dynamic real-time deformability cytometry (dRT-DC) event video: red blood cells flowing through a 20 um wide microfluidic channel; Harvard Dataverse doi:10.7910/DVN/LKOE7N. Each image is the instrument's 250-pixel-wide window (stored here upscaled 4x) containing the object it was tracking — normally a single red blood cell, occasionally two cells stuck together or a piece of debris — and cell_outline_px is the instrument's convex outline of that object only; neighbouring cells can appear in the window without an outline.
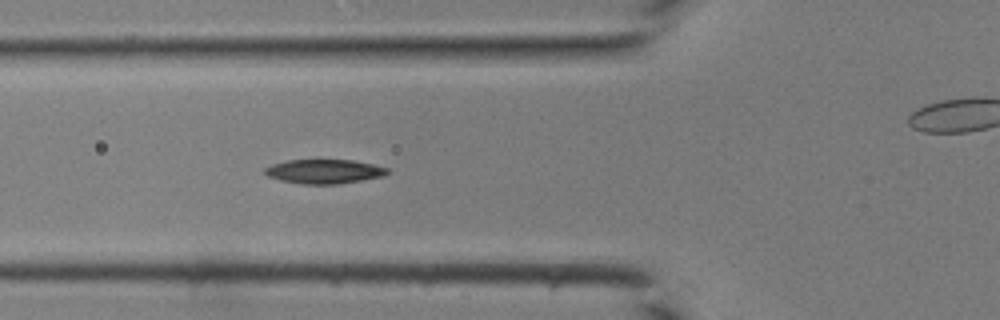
{"species": "common noctule bat (a hibernating species)", "species_latin": "Nyctalus noctula", "temperature_condition": "room temperature", "stored_images_in_passage": 35, "camera_frame_rate_fps": 3000, "um_per_image_px": 0.085, "animal": {"sex": "male", "body_mass_g": 19.0, "forearm_length_mm": 50.8}, "frame": {"image": 1, "passage_image": 7, "time_ms": 2.0, "image_size_px": [1000, 320], "cell_outline_px": [[392, 172], [384, 176], [336, 184], [304, 184], [280, 180], [268, 176], [264, 172], [264, 168], [272, 164], [288, 160], [352, 160], [372, 164], [388, 168]], "centroid_in_image_um": [27.57, 14.57], "position_along_channel_um": 98.2, "area_um2": 17.22}}
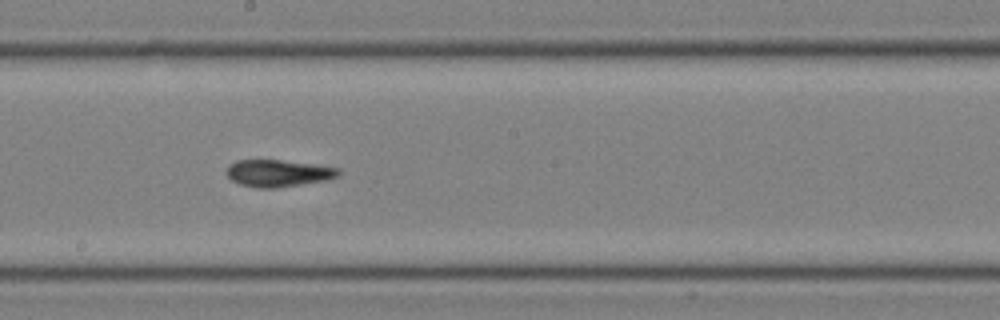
{"frame": {"image": 2, "passage_image": 15, "time_ms": 4.667, "image_size_px": [1000, 320], "cell_outline_px": [[340, 176], [328, 180], [276, 188], [256, 188], [240, 184], [232, 180], [224, 172], [228, 164], [236, 160], [280, 160], [316, 164], [340, 168]], "centroid_in_image_um": [23.65, 14.72], "position_along_channel_um": 224.6, "area_um2": 17.92}}
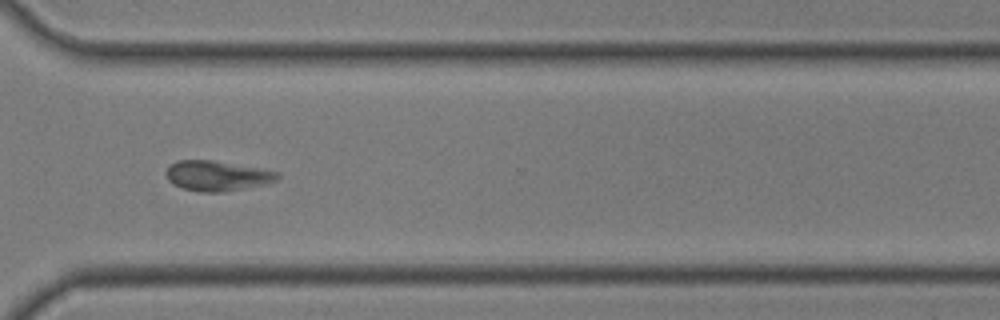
{"frame": {"image": 3, "passage_image": 23, "time_ms": 7.333, "image_size_px": [1000, 320], "cell_outline_px": [[280, 176], [276, 180], [264, 184], [224, 192], [200, 192], [184, 188], [168, 180], [164, 172], [172, 164], [180, 160], [212, 160], [280, 172]], "centroid_in_image_um": [18.46, 14.94], "position_along_channel_um": 352.1, "area_um2": 19.25}}